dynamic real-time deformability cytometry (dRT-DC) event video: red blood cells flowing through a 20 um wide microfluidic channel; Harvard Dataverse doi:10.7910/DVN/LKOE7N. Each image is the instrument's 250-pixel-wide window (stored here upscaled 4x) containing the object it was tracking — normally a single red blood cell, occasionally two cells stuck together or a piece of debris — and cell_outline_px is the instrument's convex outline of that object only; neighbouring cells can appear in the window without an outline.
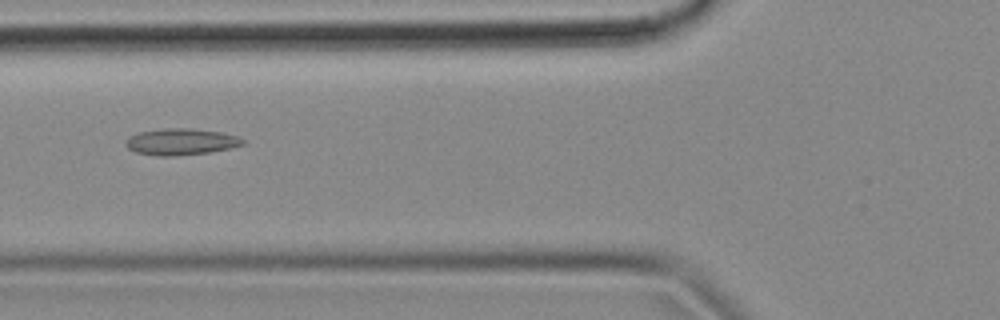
{"species": "common noctule bat (a hibernating species)", "species_latin": "Nyctalus noctula", "temperature_condition": "cold", "stored_images_in_passage": 49, "camera_frame_rate_fps": 3000, "um_per_image_px": 0.085, "animal": {"sex": "female", "body_mass_g": 18.4}, "frame": {"image": 1, "passage_image": 15, "time_ms": 4.667, "image_size_px": [1000, 320], "cell_outline_px": [[244, 144], [232, 148], [212, 152], [176, 156], [156, 156], [136, 152], [128, 148], [124, 144], [124, 140], [128, 136], [140, 132], [164, 128], [192, 128], [220, 132], [240, 136], [244, 140]], "centroid_in_image_um": [15.38, 12.05], "position_along_channel_um": 110.4, "area_um2": 18.38}}
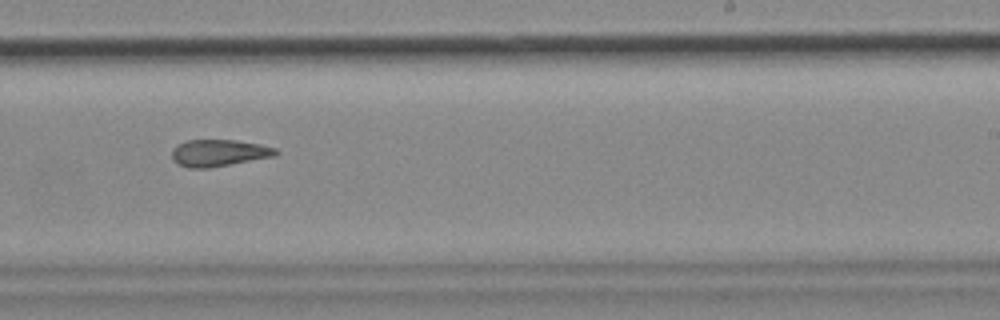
{"frame": {"image": 2, "passage_image": 28, "time_ms": 9.0, "image_size_px": [1000, 320], "cell_outline_px": [[280, 152], [276, 156], [208, 168], [188, 168], [176, 164], [172, 160], [172, 148], [188, 140], [236, 140], [260, 144], [276, 148]], "centroid_in_image_um": [18.61, 13.0], "position_along_channel_um": 270.4, "area_um2": 16.36}, "authors_computed_cell_mechanics": {"area_um2": 17.051, "velocity_mm_per_s": 3.7109, "shape_relaxation_time_tau1_ms": null, "shape_relaxation_time_tau2_ms": 4.4069, "deformation_change_tau1": null, "deformation_change_tau2": 0.1273}}